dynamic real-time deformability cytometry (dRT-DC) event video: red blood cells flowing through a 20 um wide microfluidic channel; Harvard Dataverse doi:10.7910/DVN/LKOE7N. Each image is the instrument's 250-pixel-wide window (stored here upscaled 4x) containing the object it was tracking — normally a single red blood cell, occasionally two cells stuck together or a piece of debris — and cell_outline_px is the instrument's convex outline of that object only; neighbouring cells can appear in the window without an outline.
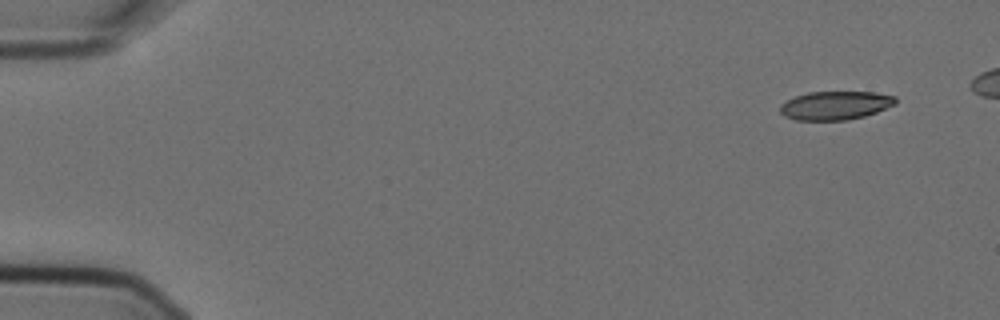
{"species": "Egyptian fruit bat (a non-hibernating species)", "species_latin": "Rousettus aegyptiacus", "temperature_condition": "cold", "stored_images_in_passage": 6, "camera_frame_rate_fps": 3000, "um_per_image_px": 0.085, "animal": {"sex": "female"}, "frame": {"image": 1, "passage_image": 1, "time_ms": 0.0, "image_size_px": [1000, 320], "cell_outline_px": [[896, 104], [876, 112], [864, 116], [848, 120], [796, 120], [784, 116], [780, 112], [780, 104], [796, 96], [808, 92], [876, 92], [896, 96]], "centroid_in_image_um": [71.01, 8.96], "position_along_channel_um": 14.0, "area_um2": 19.25}}
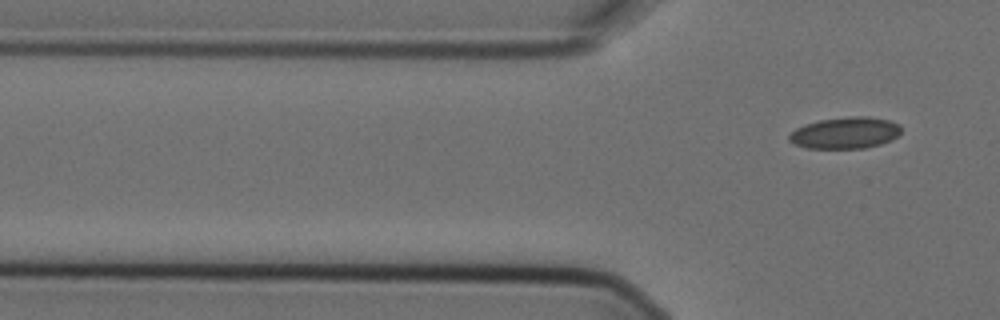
{"frame": {"image": 2, "passage_image": 6, "time_ms": 1.667, "image_size_px": [1000, 320], "cell_outline_px": [[900, 132], [892, 140], [880, 144], [864, 148], [808, 148], [796, 144], [788, 140], [788, 136], [796, 128], [804, 124], [820, 120], [848, 116], [868, 116], [888, 120], [900, 124]], "centroid_in_image_um": [71.85, 11.28], "position_along_channel_um": 54.0, "area_um2": 20.52}}